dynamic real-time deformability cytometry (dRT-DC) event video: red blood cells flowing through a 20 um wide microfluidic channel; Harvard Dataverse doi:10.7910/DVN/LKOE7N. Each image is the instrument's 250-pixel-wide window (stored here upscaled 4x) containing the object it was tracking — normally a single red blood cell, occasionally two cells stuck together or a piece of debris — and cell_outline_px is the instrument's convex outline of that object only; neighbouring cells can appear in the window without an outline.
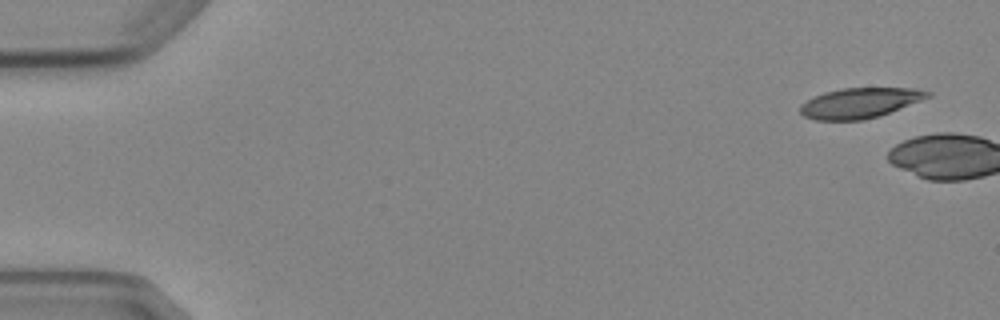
{"species": "Egyptian fruit bat (a non-hibernating species)", "species_latin": "Rousettus aegyptiacus", "temperature_condition": "cold", "stored_images_in_passage": 2, "camera_frame_rate_fps": 3000, "um_per_image_px": 0.085, "animal": {"sex": "female"}, "frame": {"image": 1, "passage_image": 1, "time_ms": 0.0, "image_size_px": [1000, 320], "cell_outline_px": [[932, 96], [888, 112], [864, 120], [816, 120], [804, 116], [800, 112], [800, 104], [812, 96], [824, 92], [844, 88], [916, 88], [932, 92]], "centroid_in_image_um": [73.05, 8.74], "position_along_channel_um": 11.9, "area_um2": 22.31}}